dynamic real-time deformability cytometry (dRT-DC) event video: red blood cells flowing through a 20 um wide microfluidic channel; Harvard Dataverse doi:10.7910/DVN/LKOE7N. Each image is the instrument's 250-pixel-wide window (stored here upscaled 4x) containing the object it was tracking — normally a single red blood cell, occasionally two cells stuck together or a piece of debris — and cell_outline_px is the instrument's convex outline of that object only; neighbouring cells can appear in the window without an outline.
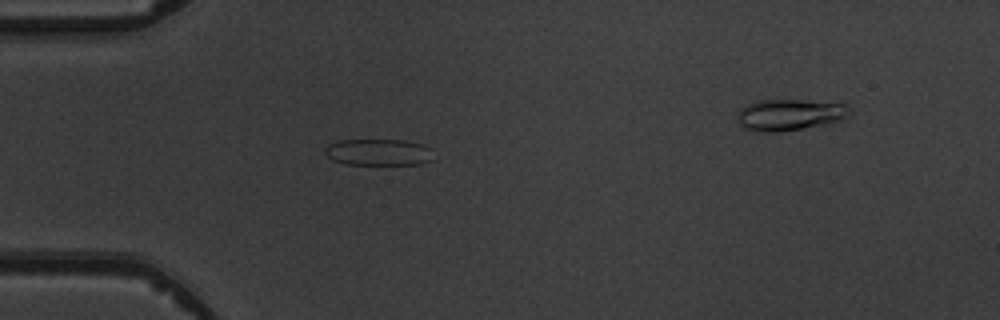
{"species": "common noctule bat (a hibernating species)", "species_latin": "Nyctalus noctula", "temperature_condition": "warm", "stored_images_in_passage": 6, "camera_frame_rate_fps": 3000, "um_per_image_px": 0.085, "animal": {"sex": "male", "body_mass_g": 19.5, "forearm_length_mm": 54.6}, "frame": {"image": 1, "passage_image": 5, "time_ms": 4.333, "image_size_px": [1000, 320], "cell_outline_px": [[432, 160], [420, 164], [344, 164], [332, 160], [324, 152], [324, 148], [328, 144], [340, 140], [404, 140], [420, 144], [428, 148]], "centroid_in_image_um": [32.1, 12.94], "position_along_channel_um": 52.9, "area_um2": 16.59}}